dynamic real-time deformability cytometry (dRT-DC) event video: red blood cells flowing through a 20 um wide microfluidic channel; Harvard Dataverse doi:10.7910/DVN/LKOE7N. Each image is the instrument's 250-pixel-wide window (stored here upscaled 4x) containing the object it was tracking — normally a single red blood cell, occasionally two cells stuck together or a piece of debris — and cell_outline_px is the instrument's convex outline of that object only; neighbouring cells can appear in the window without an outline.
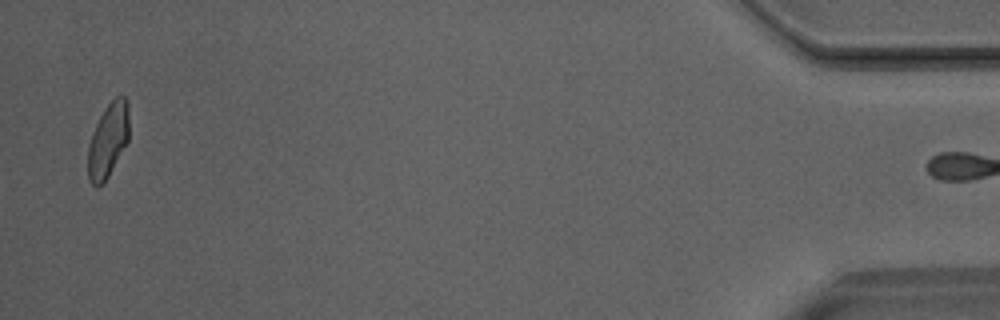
{"species": "Egyptian fruit bat (a non-hibernating species)", "species_latin": "Rousettus aegyptiacus", "temperature_condition": "room temperature", "stored_images_in_passage": 48, "camera_frame_rate_fps": 3000, "um_per_image_px": 0.085, "animal": {"sex": "male"}, "frame": {"image": 1, "passage_image": 48, "time_ms": 15.667, "image_size_px": [1000, 320], "cell_outline_px": [[128, 140], [108, 176], [100, 184], [92, 184], [88, 180], [88, 144], [92, 132], [104, 108], [116, 96], [124, 96], [128, 100]], "centroid_in_image_um": [9.18, 11.87], "position_along_channel_um": 426.0, "area_um2": 17.51}}